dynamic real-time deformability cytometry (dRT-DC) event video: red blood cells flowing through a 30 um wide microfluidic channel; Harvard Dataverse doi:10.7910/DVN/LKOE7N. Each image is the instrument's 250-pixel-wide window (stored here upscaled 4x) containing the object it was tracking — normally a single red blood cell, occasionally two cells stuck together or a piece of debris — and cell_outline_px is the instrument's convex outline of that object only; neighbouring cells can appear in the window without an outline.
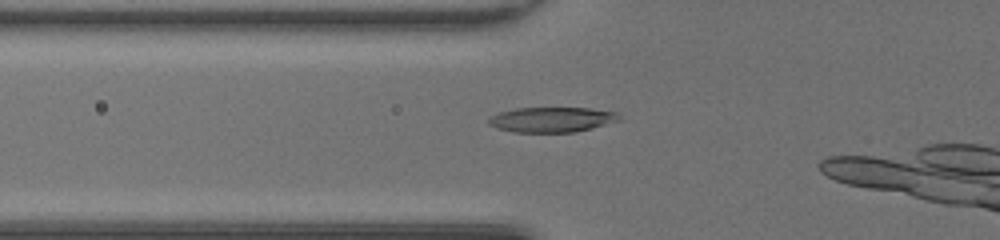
{"species": "common noctule bat (a hibernating species)", "species_latin": "Nyctalus noctula", "temperature_condition": "room temperature", "stored_images_in_passage": 19, "camera_frame_rate_fps": 3000, "um_per_image_px": 0.085, "animal": {"sex": "female", "body_mass_g": 20.0, "forearm_length_mm": 54.0}, "frame": {"image": 1, "passage_image": 14, "time_ms": 4.333, "image_size_px": [1000, 240], "cell_outline_px": [[620, 120], [592, 128], [572, 132], [512, 132], [496, 128], [488, 124], [488, 120], [492, 116], [500, 112], [516, 108], [588, 108], [620, 112]], "centroid_in_image_um": [46.92, 10.16], "position_along_channel_um": 78.9, "area_um2": 19.07}}